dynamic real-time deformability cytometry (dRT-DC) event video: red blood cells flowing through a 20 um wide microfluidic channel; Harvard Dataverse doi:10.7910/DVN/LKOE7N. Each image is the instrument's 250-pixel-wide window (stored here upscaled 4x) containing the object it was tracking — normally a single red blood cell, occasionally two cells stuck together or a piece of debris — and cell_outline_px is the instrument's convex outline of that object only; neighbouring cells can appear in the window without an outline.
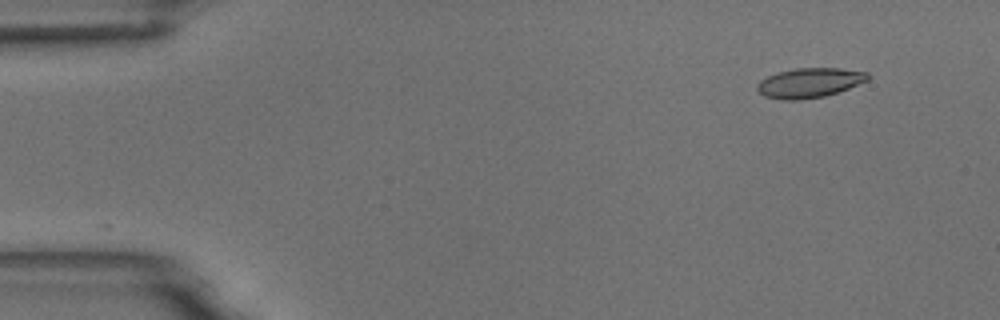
{"species": "common noctule bat (a hibernating species)", "species_latin": "Nyctalus noctula", "temperature_condition": "room temperature", "stored_images_in_passage": 5, "camera_frame_rate_fps": 3000, "um_per_image_px": 0.085, "animal": {"sex": "male", "body_mass_g": 18.8}, "frame": {"image": 1, "passage_image": 2, "time_ms": 1.0, "image_size_px": [1000, 320], "cell_outline_px": [[868, 80], [848, 88], [824, 96], [800, 100], [784, 100], [764, 96], [756, 88], [756, 84], [760, 80], [776, 72], [792, 68], [840, 68], [868, 72]], "centroid_in_image_um": [68.76, 7.03], "position_along_channel_um": 16.2, "area_um2": 19.13}}
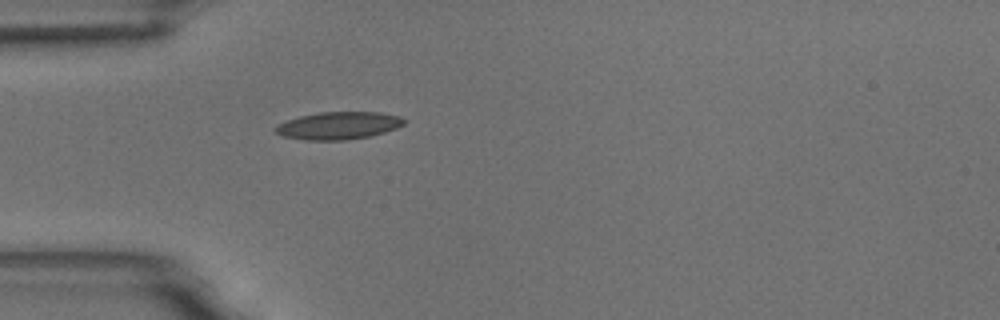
{"frame": {"image": 2, "passage_image": 5, "time_ms": 4.667, "image_size_px": [1000, 320], "cell_outline_px": [[408, 120], [404, 124], [396, 128], [372, 136], [348, 140], [304, 140], [284, 136], [276, 132], [276, 124], [300, 116], [320, 112], [380, 112], [400, 116]], "centroid_in_image_um": [28.82, 10.67], "position_along_channel_um": 56.2, "area_um2": 20.69}}